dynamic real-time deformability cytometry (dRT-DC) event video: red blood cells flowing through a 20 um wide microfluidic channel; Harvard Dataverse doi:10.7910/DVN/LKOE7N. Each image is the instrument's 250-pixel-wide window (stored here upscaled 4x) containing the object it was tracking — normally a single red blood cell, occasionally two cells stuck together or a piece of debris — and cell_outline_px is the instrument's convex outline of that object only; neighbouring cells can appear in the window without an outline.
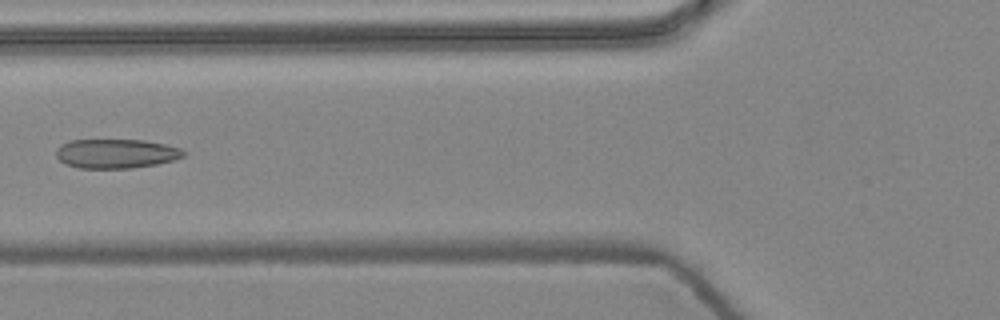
{"species": "common noctule bat (a hibernating species)", "species_latin": "Nyctalus noctula", "temperature_condition": "warm", "stored_images_in_passage": 3, "camera_frame_rate_fps": 3000, "um_per_image_px": 0.085, "animal": {"sex": "female", "body_mass_g": 24.6, "forearm_length_mm": 56.2}, "frame": {"image": 1, "passage_image": 3, "time_ms": 0.667, "image_size_px": [1000, 320], "cell_outline_px": [[188, 152], [184, 156], [172, 160], [156, 164], [132, 168], [80, 168], [64, 164], [56, 156], [56, 148], [60, 144], [68, 140], [144, 140], [164, 144], [180, 148]], "centroid_in_image_um": [9.84, 13.05], "position_along_channel_um": 116.0, "area_um2": 21.85}}